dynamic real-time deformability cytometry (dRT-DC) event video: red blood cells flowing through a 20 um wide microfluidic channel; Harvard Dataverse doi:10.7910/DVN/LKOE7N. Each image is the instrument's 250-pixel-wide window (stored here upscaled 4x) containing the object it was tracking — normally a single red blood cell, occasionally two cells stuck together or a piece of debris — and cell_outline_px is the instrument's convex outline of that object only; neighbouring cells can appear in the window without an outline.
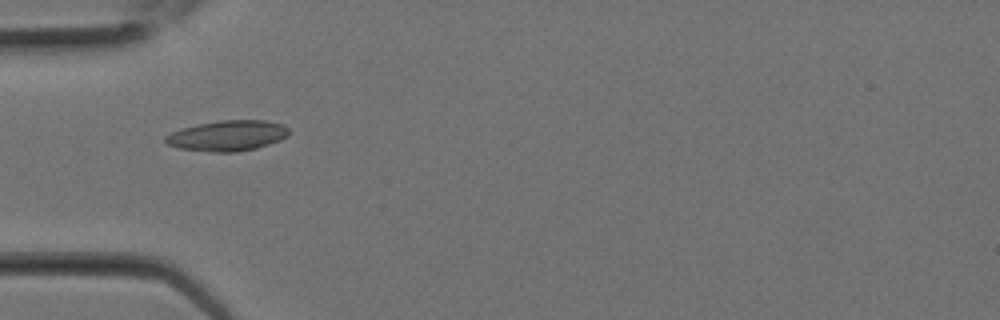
{"species": "Egyptian fruit bat (a non-hibernating species)", "species_latin": "Rousettus aegyptiacus", "temperature_condition": "room temperature", "stored_images_in_passage": 24, "camera_frame_rate_fps": 3000, "um_per_image_px": 0.085, "animal": {"sex": "female"}, "frame": {"image": 1, "passage_image": 7, "time_ms": 2.0, "image_size_px": [1000, 320], "cell_outline_px": [[288, 136], [280, 140], [256, 148], [236, 152], [212, 152], [180, 148], [168, 144], [164, 140], [164, 136], [180, 128], [196, 124], [220, 120], [264, 120], [284, 124], [288, 128]], "centroid_in_image_um": [19.33, 11.52], "position_along_channel_um": 65.7, "area_um2": 22.02}}
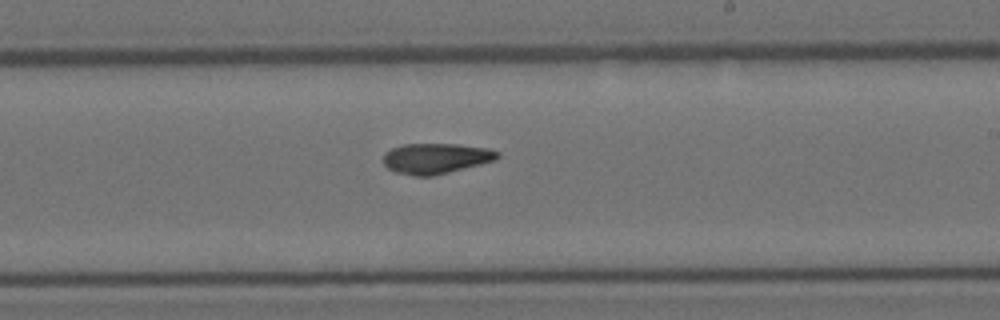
{"frame": {"image": 2, "passage_image": 14, "time_ms": 4.333, "image_size_px": [1000, 320], "cell_outline_px": [[500, 156], [496, 160], [432, 176], [416, 176], [396, 172], [388, 168], [384, 164], [384, 152], [392, 148], [404, 144], [460, 144], [488, 148], [500, 152]], "centroid_in_image_um": [37.06, 13.45], "position_along_channel_um": 251.9, "area_um2": 20.23}}
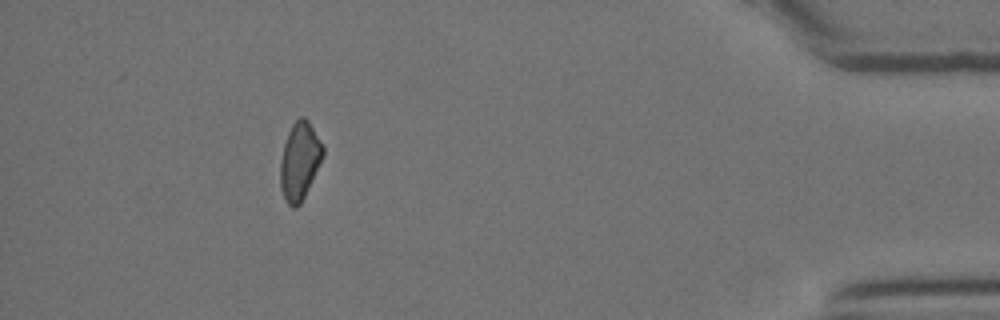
{"frame": {"image": 3, "passage_image": 22, "time_ms": 7.0, "image_size_px": [1000, 320], "cell_outline_px": [[324, 156], [300, 204], [296, 208], [292, 208], [284, 200], [280, 188], [280, 160], [284, 144], [288, 132], [292, 124], [300, 116], [304, 116], [308, 120], [324, 144]], "centroid_in_image_um": [25.47, 13.67], "position_along_channel_um": 409.7, "area_um2": 19.54}}